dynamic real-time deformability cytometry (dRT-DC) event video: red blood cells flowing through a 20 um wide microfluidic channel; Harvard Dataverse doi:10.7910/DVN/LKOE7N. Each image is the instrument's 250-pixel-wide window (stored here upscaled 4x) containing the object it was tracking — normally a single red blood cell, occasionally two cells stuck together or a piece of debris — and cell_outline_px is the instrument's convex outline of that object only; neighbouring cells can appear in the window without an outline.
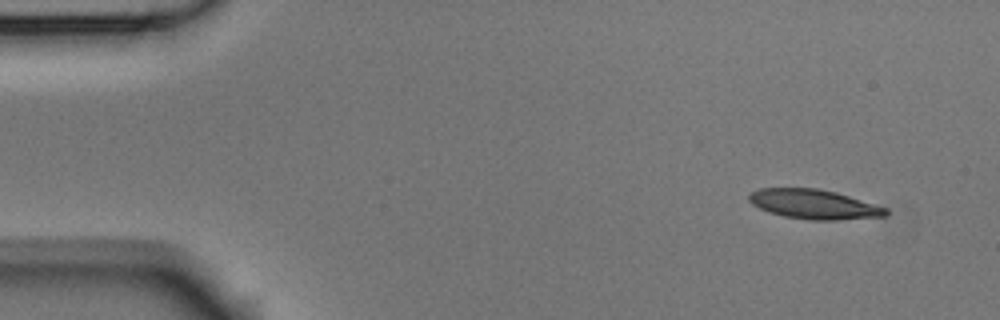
{"species": "Egyptian fruit bat (a non-hibernating species)", "species_latin": "Rousettus aegyptiacus", "temperature_condition": "room temperature", "stored_images_in_passage": 4, "camera_frame_rate_fps": 3000, "um_per_image_px": 0.085, "animal": {"sex": "male"}, "frame": {"image": 1, "passage_image": 1, "time_ms": 0.0, "image_size_px": [1000, 320], "cell_outline_px": [[888, 216], [836, 220], [812, 220], [784, 216], [768, 212], [752, 204], [748, 200], [748, 196], [752, 192], [760, 188], [820, 188], [836, 192], [888, 208]], "centroid_in_image_um": [69.2, 17.36], "position_along_channel_um": 15.8, "area_um2": 23.58}}
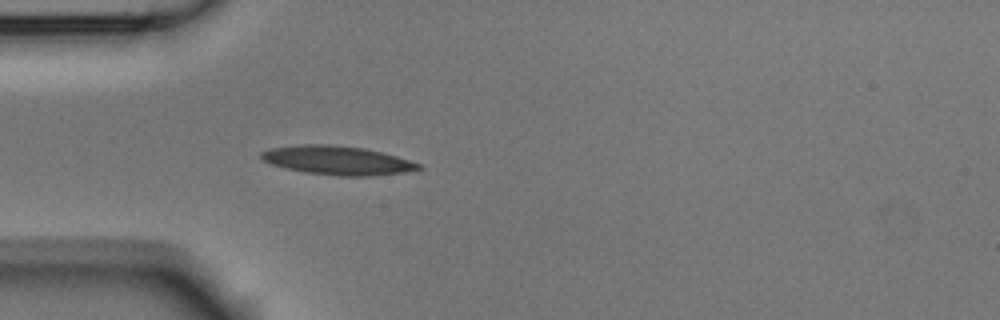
{"frame": {"image": 2, "passage_image": 4, "time_ms": 1.0, "image_size_px": [1000, 320], "cell_outline_px": [[424, 168], [404, 172], [368, 176], [340, 176], [304, 172], [284, 168], [260, 160], [260, 152], [268, 148], [300, 144], [328, 144], [364, 148], [384, 152], [420, 164]], "centroid_in_image_um": [28.62, 13.62], "position_along_channel_um": 56.4, "area_um2": 26.59}}